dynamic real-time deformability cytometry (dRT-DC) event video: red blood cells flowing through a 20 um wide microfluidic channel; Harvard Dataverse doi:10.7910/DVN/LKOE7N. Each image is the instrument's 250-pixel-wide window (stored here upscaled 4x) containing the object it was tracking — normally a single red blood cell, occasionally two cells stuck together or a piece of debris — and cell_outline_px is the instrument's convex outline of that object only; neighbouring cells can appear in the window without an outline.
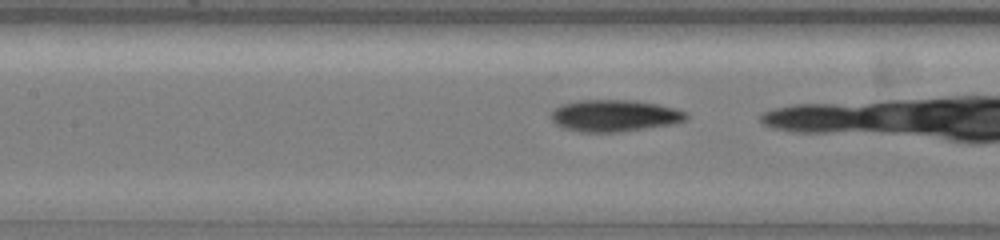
{"species": "common noctule bat (a hibernating species)", "species_latin": "Nyctalus noctula", "temperature_condition": "warm", "stored_images_in_passage": 20, "camera_frame_rate_fps": 3000, "um_per_image_px": 0.085, "animal": {"sex": "female", "body_mass_g": 19.5, "forearm_length_mm": 54.1}, "frame": {"image": 1, "passage_image": 7, "time_ms": 2.0, "image_size_px": [1000, 240], "cell_outline_px": [[688, 116], [684, 120], [668, 124], [620, 132], [580, 132], [564, 128], [556, 124], [552, 120], [552, 112], [560, 104], [580, 100], [632, 100], [656, 104], [676, 108], [684, 112]], "centroid_in_image_um": [52.18, 9.83], "position_along_channel_um": 155.2, "area_um2": 24.68}}
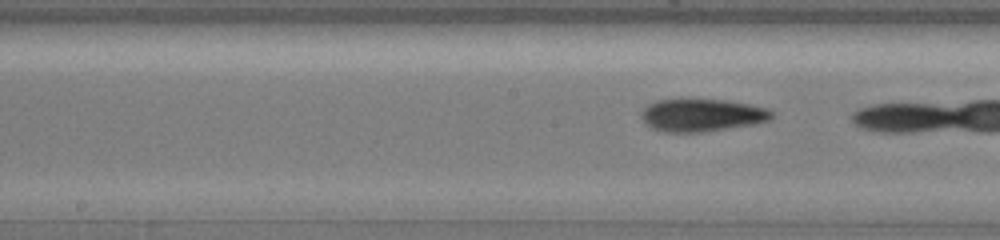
{"frame": {"image": 2, "passage_image": 10, "time_ms": 3.0, "image_size_px": [1000, 240], "cell_outline_px": [[772, 116], [768, 120], [756, 124], [704, 132], [660, 132], [644, 124], [640, 116], [640, 112], [648, 104], [656, 100], [680, 96], [724, 100], [748, 104], [768, 108], [772, 112]], "centroid_in_image_um": [59.56, 9.75], "position_along_channel_um": 188.6, "area_um2": 25.84}}
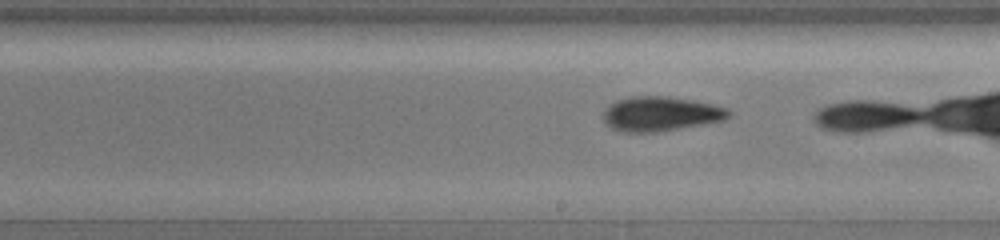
{"frame": {"image": 3, "passage_image": 14, "time_ms": 4.333, "image_size_px": [1000, 240], "cell_outline_px": [[732, 112], [724, 120], [656, 132], [624, 132], [612, 128], [604, 124], [604, 112], [616, 100], [632, 96], [668, 96], [696, 100], [728, 108]], "centroid_in_image_um": [56.17, 9.67], "position_along_channel_um": 232.8, "area_um2": 25.14}}